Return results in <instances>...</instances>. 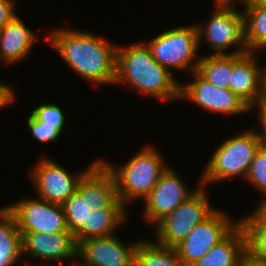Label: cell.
Masks as SVG:
<instances>
[{"instance_id":"10","label":"cell","mask_w":266,"mask_h":266,"mask_svg":"<svg viewBox=\"0 0 266 266\" xmlns=\"http://www.w3.org/2000/svg\"><path fill=\"white\" fill-rule=\"evenodd\" d=\"M15 217L20 232L55 234L69 232L61 204L50 203L40 198H23L5 206Z\"/></svg>"},{"instance_id":"32","label":"cell","mask_w":266,"mask_h":266,"mask_svg":"<svg viewBox=\"0 0 266 266\" xmlns=\"http://www.w3.org/2000/svg\"><path fill=\"white\" fill-rule=\"evenodd\" d=\"M237 266H266V263L258 260L247 250L239 259Z\"/></svg>"},{"instance_id":"5","label":"cell","mask_w":266,"mask_h":266,"mask_svg":"<svg viewBox=\"0 0 266 266\" xmlns=\"http://www.w3.org/2000/svg\"><path fill=\"white\" fill-rule=\"evenodd\" d=\"M153 58L172 73L175 70L197 71L200 56L198 28L196 25L169 29L154 37L149 43Z\"/></svg>"},{"instance_id":"9","label":"cell","mask_w":266,"mask_h":266,"mask_svg":"<svg viewBox=\"0 0 266 266\" xmlns=\"http://www.w3.org/2000/svg\"><path fill=\"white\" fill-rule=\"evenodd\" d=\"M227 214L217 209L210 217L196 225L186 238L175 247L179 259L187 266L200 260L221 241L237 224Z\"/></svg>"},{"instance_id":"6","label":"cell","mask_w":266,"mask_h":266,"mask_svg":"<svg viewBox=\"0 0 266 266\" xmlns=\"http://www.w3.org/2000/svg\"><path fill=\"white\" fill-rule=\"evenodd\" d=\"M205 190L206 188L200 185L193 196L154 225L157 244L175 248L186 238L192 228L205 221L217 210L210 205Z\"/></svg>"},{"instance_id":"26","label":"cell","mask_w":266,"mask_h":266,"mask_svg":"<svg viewBox=\"0 0 266 266\" xmlns=\"http://www.w3.org/2000/svg\"><path fill=\"white\" fill-rule=\"evenodd\" d=\"M245 179L265 196L258 205L266 206V149L259 148Z\"/></svg>"},{"instance_id":"30","label":"cell","mask_w":266,"mask_h":266,"mask_svg":"<svg viewBox=\"0 0 266 266\" xmlns=\"http://www.w3.org/2000/svg\"><path fill=\"white\" fill-rule=\"evenodd\" d=\"M15 3L14 0H0V29L17 16Z\"/></svg>"},{"instance_id":"28","label":"cell","mask_w":266,"mask_h":266,"mask_svg":"<svg viewBox=\"0 0 266 266\" xmlns=\"http://www.w3.org/2000/svg\"><path fill=\"white\" fill-rule=\"evenodd\" d=\"M28 128L32 136L40 142H56L62 134L56 126L45 125L44 122L36 120L31 114L27 119Z\"/></svg>"},{"instance_id":"17","label":"cell","mask_w":266,"mask_h":266,"mask_svg":"<svg viewBox=\"0 0 266 266\" xmlns=\"http://www.w3.org/2000/svg\"><path fill=\"white\" fill-rule=\"evenodd\" d=\"M35 42L34 32L16 16L0 29V62L16 64L22 61Z\"/></svg>"},{"instance_id":"18","label":"cell","mask_w":266,"mask_h":266,"mask_svg":"<svg viewBox=\"0 0 266 266\" xmlns=\"http://www.w3.org/2000/svg\"><path fill=\"white\" fill-rule=\"evenodd\" d=\"M247 251V236L239 222L208 253L191 266H237L241 256Z\"/></svg>"},{"instance_id":"7","label":"cell","mask_w":266,"mask_h":266,"mask_svg":"<svg viewBox=\"0 0 266 266\" xmlns=\"http://www.w3.org/2000/svg\"><path fill=\"white\" fill-rule=\"evenodd\" d=\"M215 11L206 26L197 25L199 48L203 41L215 55L245 54L244 13L236 9V4H215ZM239 46L231 53L226 52L229 47ZM225 51V52H224Z\"/></svg>"},{"instance_id":"21","label":"cell","mask_w":266,"mask_h":266,"mask_svg":"<svg viewBox=\"0 0 266 266\" xmlns=\"http://www.w3.org/2000/svg\"><path fill=\"white\" fill-rule=\"evenodd\" d=\"M250 214L241 217L247 236V250L266 263V206L258 205Z\"/></svg>"},{"instance_id":"25","label":"cell","mask_w":266,"mask_h":266,"mask_svg":"<svg viewBox=\"0 0 266 266\" xmlns=\"http://www.w3.org/2000/svg\"><path fill=\"white\" fill-rule=\"evenodd\" d=\"M66 226L73 235L84 225L91 212L90 204L86 197H82L77 191L62 204Z\"/></svg>"},{"instance_id":"11","label":"cell","mask_w":266,"mask_h":266,"mask_svg":"<svg viewBox=\"0 0 266 266\" xmlns=\"http://www.w3.org/2000/svg\"><path fill=\"white\" fill-rule=\"evenodd\" d=\"M192 74L194 79L190 83L180 84V100H191L201 108L220 114L241 115L249 112V106L230 89L214 86L197 71Z\"/></svg>"},{"instance_id":"15","label":"cell","mask_w":266,"mask_h":266,"mask_svg":"<svg viewBox=\"0 0 266 266\" xmlns=\"http://www.w3.org/2000/svg\"><path fill=\"white\" fill-rule=\"evenodd\" d=\"M77 192L86 197L92 210L126 208L118 198L114 177L100 161L82 177Z\"/></svg>"},{"instance_id":"24","label":"cell","mask_w":266,"mask_h":266,"mask_svg":"<svg viewBox=\"0 0 266 266\" xmlns=\"http://www.w3.org/2000/svg\"><path fill=\"white\" fill-rule=\"evenodd\" d=\"M197 72L214 86L229 89L232 54H211L200 57Z\"/></svg>"},{"instance_id":"31","label":"cell","mask_w":266,"mask_h":266,"mask_svg":"<svg viewBox=\"0 0 266 266\" xmlns=\"http://www.w3.org/2000/svg\"><path fill=\"white\" fill-rule=\"evenodd\" d=\"M15 94L12 87L7 85H0V109L2 110L3 107H7L12 102H14Z\"/></svg>"},{"instance_id":"27","label":"cell","mask_w":266,"mask_h":266,"mask_svg":"<svg viewBox=\"0 0 266 266\" xmlns=\"http://www.w3.org/2000/svg\"><path fill=\"white\" fill-rule=\"evenodd\" d=\"M31 115L38 121L44 122L45 125L56 126L62 133L65 126V114L58 105L54 103H44L35 107Z\"/></svg>"},{"instance_id":"14","label":"cell","mask_w":266,"mask_h":266,"mask_svg":"<svg viewBox=\"0 0 266 266\" xmlns=\"http://www.w3.org/2000/svg\"><path fill=\"white\" fill-rule=\"evenodd\" d=\"M21 235L23 255L26 253L41 260L56 261L60 266L65 259L77 258V243L71 232H21Z\"/></svg>"},{"instance_id":"22","label":"cell","mask_w":266,"mask_h":266,"mask_svg":"<svg viewBox=\"0 0 266 266\" xmlns=\"http://www.w3.org/2000/svg\"><path fill=\"white\" fill-rule=\"evenodd\" d=\"M134 266H187L175 248L164 247L156 242L140 241L134 256Z\"/></svg>"},{"instance_id":"1","label":"cell","mask_w":266,"mask_h":266,"mask_svg":"<svg viewBox=\"0 0 266 266\" xmlns=\"http://www.w3.org/2000/svg\"><path fill=\"white\" fill-rule=\"evenodd\" d=\"M47 35L51 47L77 75L98 85L115 84L118 46L93 33L68 28Z\"/></svg>"},{"instance_id":"23","label":"cell","mask_w":266,"mask_h":266,"mask_svg":"<svg viewBox=\"0 0 266 266\" xmlns=\"http://www.w3.org/2000/svg\"><path fill=\"white\" fill-rule=\"evenodd\" d=\"M244 30L248 52L266 49V6H245Z\"/></svg>"},{"instance_id":"8","label":"cell","mask_w":266,"mask_h":266,"mask_svg":"<svg viewBox=\"0 0 266 266\" xmlns=\"http://www.w3.org/2000/svg\"><path fill=\"white\" fill-rule=\"evenodd\" d=\"M96 159L77 175H72L55 160L42 156L29 175L37 197L50 203L63 204L77 191L82 177L98 162Z\"/></svg>"},{"instance_id":"3","label":"cell","mask_w":266,"mask_h":266,"mask_svg":"<svg viewBox=\"0 0 266 266\" xmlns=\"http://www.w3.org/2000/svg\"><path fill=\"white\" fill-rule=\"evenodd\" d=\"M99 161L114 177L118 198L125 207L130 201L140 198L144 200L169 167L164 165L166 163L163 157L151 145L141 148L119 168L104 160L99 159Z\"/></svg>"},{"instance_id":"19","label":"cell","mask_w":266,"mask_h":266,"mask_svg":"<svg viewBox=\"0 0 266 266\" xmlns=\"http://www.w3.org/2000/svg\"><path fill=\"white\" fill-rule=\"evenodd\" d=\"M127 208H102L91 210L84 224L75 234L76 243L92 237H106L114 234L117 227L126 220Z\"/></svg>"},{"instance_id":"35","label":"cell","mask_w":266,"mask_h":266,"mask_svg":"<svg viewBox=\"0 0 266 266\" xmlns=\"http://www.w3.org/2000/svg\"><path fill=\"white\" fill-rule=\"evenodd\" d=\"M236 2L238 1V3H246L248 2L249 0H235ZM235 1L234 0H215L214 4H235Z\"/></svg>"},{"instance_id":"33","label":"cell","mask_w":266,"mask_h":266,"mask_svg":"<svg viewBox=\"0 0 266 266\" xmlns=\"http://www.w3.org/2000/svg\"><path fill=\"white\" fill-rule=\"evenodd\" d=\"M258 104L266 106V70L264 68L261 76V94Z\"/></svg>"},{"instance_id":"16","label":"cell","mask_w":266,"mask_h":266,"mask_svg":"<svg viewBox=\"0 0 266 266\" xmlns=\"http://www.w3.org/2000/svg\"><path fill=\"white\" fill-rule=\"evenodd\" d=\"M252 52L232 54V72L229 89L249 107L258 103L261 94L263 69Z\"/></svg>"},{"instance_id":"2","label":"cell","mask_w":266,"mask_h":266,"mask_svg":"<svg viewBox=\"0 0 266 266\" xmlns=\"http://www.w3.org/2000/svg\"><path fill=\"white\" fill-rule=\"evenodd\" d=\"M115 84H129L133 90L158 100H180L181 83L155 61L146 43L118 46Z\"/></svg>"},{"instance_id":"12","label":"cell","mask_w":266,"mask_h":266,"mask_svg":"<svg viewBox=\"0 0 266 266\" xmlns=\"http://www.w3.org/2000/svg\"><path fill=\"white\" fill-rule=\"evenodd\" d=\"M184 183L175 170L173 171L171 167H168L144 199V220L156 225L181 203L193 196L200 188L197 187L195 190L189 191Z\"/></svg>"},{"instance_id":"13","label":"cell","mask_w":266,"mask_h":266,"mask_svg":"<svg viewBox=\"0 0 266 266\" xmlns=\"http://www.w3.org/2000/svg\"><path fill=\"white\" fill-rule=\"evenodd\" d=\"M123 244L114 234L106 237H92L77 243V260L81 266H134L138 243Z\"/></svg>"},{"instance_id":"29","label":"cell","mask_w":266,"mask_h":266,"mask_svg":"<svg viewBox=\"0 0 266 266\" xmlns=\"http://www.w3.org/2000/svg\"><path fill=\"white\" fill-rule=\"evenodd\" d=\"M255 108H258V115L260 118V124L262 131L256 132L255 130H252L255 134V137L257 138V141L261 148L266 149V106L259 105L258 103L255 105H252L249 107L250 110H254ZM260 132V133H259Z\"/></svg>"},{"instance_id":"4","label":"cell","mask_w":266,"mask_h":266,"mask_svg":"<svg viewBox=\"0 0 266 266\" xmlns=\"http://www.w3.org/2000/svg\"><path fill=\"white\" fill-rule=\"evenodd\" d=\"M259 148L251 129L226 139L210 157L199 181L201 186L238 176L245 179Z\"/></svg>"},{"instance_id":"20","label":"cell","mask_w":266,"mask_h":266,"mask_svg":"<svg viewBox=\"0 0 266 266\" xmlns=\"http://www.w3.org/2000/svg\"><path fill=\"white\" fill-rule=\"evenodd\" d=\"M22 257V235L15 217L0 207V266H14Z\"/></svg>"},{"instance_id":"34","label":"cell","mask_w":266,"mask_h":266,"mask_svg":"<svg viewBox=\"0 0 266 266\" xmlns=\"http://www.w3.org/2000/svg\"><path fill=\"white\" fill-rule=\"evenodd\" d=\"M242 6H266V0H249Z\"/></svg>"}]
</instances>
